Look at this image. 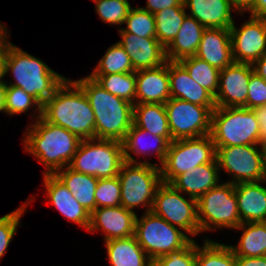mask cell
<instances>
[{
  "instance_id": "obj_1",
  "label": "cell",
  "mask_w": 266,
  "mask_h": 266,
  "mask_svg": "<svg viewBox=\"0 0 266 266\" xmlns=\"http://www.w3.org/2000/svg\"><path fill=\"white\" fill-rule=\"evenodd\" d=\"M42 118L81 140L95 139V115L84 91L72 79L65 81L42 105Z\"/></svg>"
},
{
  "instance_id": "obj_2",
  "label": "cell",
  "mask_w": 266,
  "mask_h": 266,
  "mask_svg": "<svg viewBox=\"0 0 266 266\" xmlns=\"http://www.w3.org/2000/svg\"><path fill=\"white\" fill-rule=\"evenodd\" d=\"M82 140L65 128L49 123L42 117L24 131V151L45 166L43 174H54L67 167Z\"/></svg>"
},
{
  "instance_id": "obj_3",
  "label": "cell",
  "mask_w": 266,
  "mask_h": 266,
  "mask_svg": "<svg viewBox=\"0 0 266 266\" xmlns=\"http://www.w3.org/2000/svg\"><path fill=\"white\" fill-rule=\"evenodd\" d=\"M74 82L84 91L93 109L95 139L122 142L133 124L134 105L109 93L89 75Z\"/></svg>"
},
{
  "instance_id": "obj_4",
  "label": "cell",
  "mask_w": 266,
  "mask_h": 266,
  "mask_svg": "<svg viewBox=\"0 0 266 266\" xmlns=\"http://www.w3.org/2000/svg\"><path fill=\"white\" fill-rule=\"evenodd\" d=\"M12 74L14 82L7 86L21 87L41 105L50 99L65 81V76L52 70L45 62L12 45L5 56L4 77Z\"/></svg>"
},
{
  "instance_id": "obj_5",
  "label": "cell",
  "mask_w": 266,
  "mask_h": 266,
  "mask_svg": "<svg viewBox=\"0 0 266 266\" xmlns=\"http://www.w3.org/2000/svg\"><path fill=\"white\" fill-rule=\"evenodd\" d=\"M210 136L215 147L258 145L261 134L255 111L245 107H216Z\"/></svg>"
},
{
  "instance_id": "obj_6",
  "label": "cell",
  "mask_w": 266,
  "mask_h": 266,
  "mask_svg": "<svg viewBox=\"0 0 266 266\" xmlns=\"http://www.w3.org/2000/svg\"><path fill=\"white\" fill-rule=\"evenodd\" d=\"M118 179L121 184V206L133 211L137 207L152 210L157 191L163 180L158 165L124 161Z\"/></svg>"
},
{
  "instance_id": "obj_7",
  "label": "cell",
  "mask_w": 266,
  "mask_h": 266,
  "mask_svg": "<svg viewBox=\"0 0 266 266\" xmlns=\"http://www.w3.org/2000/svg\"><path fill=\"white\" fill-rule=\"evenodd\" d=\"M124 162L123 145L117 140H82L68 165L71 169L106 179L117 177Z\"/></svg>"
},
{
  "instance_id": "obj_8",
  "label": "cell",
  "mask_w": 266,
  "mask_h": 266,
  "mask_svg": "<svg viewBox=\"0 0 266 266\" xmlns=\"http://www.w3.org/2000/svg\"><path fill=\"white\" fill-rule=\"evenodd\" d=\"M197 218L200 233L217 228L236 229L242 223L239 217L234 184L222 182L197 200Z\"/></svg>"
},
{
  "instance_id": "obj_9",
  "label": "cell",
  "mask_w": 266,
  "mask_h": 266,
  "mask_svg": "<svg viewBox=\"0 0 266 266\" xmlns=\"http://www.w3.org/2000/svg\"><path fill=\"white\" fill-rule=\"evenodd\" d=\"M135 221V237L151 260L183 248L192 238L152 211Z\"/></svg>"
},
{
  "instance_id": "obj_10",
  "label": "cell",
  "mask_w": 266,
  "mask_h": 266,
  "mask_svg": "<svg viewBox=\"0 0 266 266\" xmlns=\"http://www.w3.org/2000/svg\"><path fill=\"white\" fill-rule=\"evenodd\" d=\"M216 158V148L210 134L172 141L165 161L160 166L164 183H171L178 175L195 170L201 164L211 163Z\"/></svg>"
},
{
  "instance_id": "obj_11",
  "label": "cell",
  "mask_w": 266,
  "mask_h": 266,
  "mask_svg": "<svg viewBox=\"0 0 266 266\" xmlns=\"http://www.w3.org/2000/svg\"><path fill=\"white\" fill-rule=\"evenodd\" d=\"M187 198L171 184L163 182L157 191L151 211L186 234L197 237L200 234L197 200Z\"/></svg>"
},
{
  "instance_id": "obj_12",
  "label": "cell",
  "mask_w": 266,
  "mask_h": 266,
  "mask_svg": "<svg viewBox=\"0 0 266 266\" xmlns=\"http://www.w3.org/2000/svg\"><path fill=\"white\" fill-rule=\"evenodd\" d=\"M164 106L173 141L210 134L216 106H199L178 98H170Z\"/></svg>"
},
{
  "instance_id": "obj_13",
  "label": "cell",
  "mask_w": 266,
  "mask_h": 266,
  "mask_svg": "<svg viewBox=\"0 0 266 266\" xmlns=\"http://www.w3.org/2000/svg\"><path fill=\"white\" fill-rule=\"evenodd\" d=\"M219 170L232 176V184L265 180L258 145L215 147Z\"/></svg>"
},
{
  "instance_id": "obj_14",
  "label": "cell",
  "mask_w": 266,
  "mask_h": 266,
  "mask_svg": "<svg viewBox=\"0 0 266 266\" xmlns=\"http://www.w3.org/2000/svg\"><path fill=\"white\" fill-rule=\"evenodd\" d=\"M230 38L233 61L253 64L266 54V19L250 15L240 28L233 23Z\"/></svg>"
},
{
  "instance_id": "obj_15",
  "label": "cell",
  "mask_w": 266,
  "mask_h": 266,
  "mask_svg": "<svg viewBox=\"0 0 266 266\" xmlns=\"http://www.w3.org/2000/svg\"><path fill=\"white\" fill-rule=\"evenodd\" d=\"M252 64L235 63L220 70L219 86L215 96L216 107H245Z\"/></svg>"
},
{
  "instance_id": "obj_16",
  "label": "cell",
  "mask_w": 266,
  "mask_h": 266,
  "mask_svg": "<svg viewBox=\"0 0 266 266\" xmlns=\"http://www.w3.org/2000/svg\"><path fill=\"white\" fill-rule=\"evenodd\" d=\"M135 211L125 209L119 205L116 207H99L90 215L88 232L102 230L104 241L121 239L135 234Z\"/></svg>"
},
{
  "instance_id": "obj_17",
  "label": "cell",
  "mask_w": 266,
  "mask_h": 266,
  "mask_svg": "<svg viewBox=\"0 0 266 266\" xmlns=\"http://www.w3.org/2000/svg\"><path fill=\"white\" fill-rule=\"evenodd\" d=\"M118 43L129 55L133 69H153L167 62L165 47L157 38H141L133 33L119 32Z\"/></svg>"
},
{
  "instance_id": "obj_18",
  "label": "cell",
  "mask_w": 266,
  "mask_h": 266,
  "mask_svg": "<svg viewBox=\"0 0 266 266\" xmlns=\"http://www.w3.org/2000/svg\"><path fill=\"white\" fill-rule=\"evenodd\" d=\"M44 188L47 192L45 196L48 203L54 207L67 220L78 224L87 231L90 226V215L73 196V194L64 186L54 174H43Z\"/></svg>"
},
{
  "instance_id": "obj_19",
  "label": "cell",
  "mask_w": 266,
  "mask_h": 266,
  "mask_svg": "<svg viewBox=\"0 0 266 266\" xmlns=\"http://www.w3.org/2000/svg\"><path fill=\"white\" fill-rule=\"evenodd\" d=\"M136 103L165 104L170 98L168 60L162 66L136 71Z\"/></svg>"
},
{
  "instance_id": "obj_20",
  "label": "cell",
  "mask_w": 266,
  "mask_h": 266,
  "mask_svg": "<svg viewBox=\"0 0 266 266\" xmlns=\"http://www.w3.org/2000/svg\"><path fill=\"white\" fill-rule=\"evenodd\" d=\"M171 98H178L199 106H216L215 97L195 82L178 61H168Z\"/></svg>"
},
{
  "instance_id": "obj_21",
  "label": "cell",
  "mask_w": 266,
  "mask_h": 266,
  "mask_svg": "<svg viewBox=\"0 0 266 266\" xmlns=\"http://www.w3.org/2000/svg\"><path fill=\"white\" fill-rule=\"evenodd\" d=\"M147 136L150 137V140L152 137L153 143L151 141L150 142H147V140L145 141ZM169 144L170 143L164 137L153 135L149 131L143 130L132 124L124 140L122 141L124 161L129 163H147V164L158 165L157 163H150L148 160L144 162L140 160L137 161L130 153H134L139 157L140 156L142 157V155L147 156V155L156 154L158 159L160 160L159 161L160 162L159 167H160L162 163L165 161ZM150 152L153 154H151Z\"/></svg>"
},
{
  "instance_id": "obj_22",
  "label": "cell",
  "mask_w": 266,
  "mask_h": 266,
  "mask_svg": "<svg viewBox=\"0 0 266 266\" xmlns=\"http://www.w3.org/2000/svg\"><path fill=\"white\" fill-rule=\"evenodd\" d=\"M195 56L219 70L230 66L234 62L230 29L206 28Z\"/></svg>"
},
{
  "instance_id": "obj_23",
  "label": "cell",
  "mask_w": 266,
  "mask_h": 266,
  "mask_svg": "<svg viewBox=\"0 0 266 266\" xmlns=\"http://www.w3.org/2000/svg\"><path fill=\"white\" fill-rule=\"evenodd\" d=\"M216 158L211 163L201 164L195 170L178 175L170 184L184 195L198 200L204 193L221 183Z\"/></svg>"
},
{
  "instance_id": "obj_24",
  "label": "cell",
  "mask_w": 266,
  "mask_h": 266,
  "mask_svg": "<svg viewBox=\"0 0 266 266\" xmlns=\"http://www.w3.org/2000/svg\"><path fill=\"white\" fill-rule=\"evenodd\" d=\"M263 183L266 185V179L234 185L241 223L266 221V187Z\"/></svg>"
},
{
  "instance_id": "obj_25",
  "label": "cell",
  "mask_w": 266,
  "mask_h": 266,
  "mask_svg": "<svg viewBox=\"0 0 266 266\" xmlns=\"http://www.w3.org/2000/svg\"><path fill=\"white\" fill-rule=\"evenodd\" d=\"M185 9H190V17L195 18L205 28L230 29L234 23L228 0H183Z\"/></svg>"
},
{
  "instance_id": "obj_26",
  "label": "cell",
  "mask_w": 266,
  "mask_h": 266,
  "mask_svg": "<svg viewBox=\"0 0 266 266\" xmlns=\"http://www.w3.org/2000/svg\"><path fill=\"white\" fill-rule=\"evenodd\" d=\"M206 28L195 18L187 15L172 42L165 48L168 61H180L195 56Z\"/></svg>"
},
{
  "instance_id": "obj_27",
  "label": "cell",
  "mask_w": 266,
  "mask_h": 266,
  "mask_svg": "<svg viewBox=\"0 0 266 266\" xmlns=\"http://www.w3.org/2000/svg\"><path fill=\"white\" fill-rule=\"evenodd\" d=\"M107 259L111 266H151L152 260L139 245L135 235L105 241Z\"/></svg>"
},
{
  "instance_id": "obj_28",
  "label": "cell",
  "mask_w": 266,
  "mask_h": 266,
  "mask_svg": "<svg viewBox=\"0 0 266 266\" xmlns=\"http://www.w3.org/2000/svg\"><path fill=\"white\" fill-rule=\"evenodd\" d=\"M54 175L88 212L92 213L96 209V177L75 171L69 166L57 170Z\"/></svg>"
},
{
  "instance_id": "obj_29",
  "label": "cell",
  "mask_w": 266,
  "mask_h": 266,
  "mask_svg": "<svg viewBox=\"0 0 266 266\" xmlns=\"http://www.w3.org/2000/svg\"><path fill=\"white\" fill-rule=\"evenodd\" d=\"M133 124L153 135L164 137L169 143L173 141L164 104L135 103Z\"/></svg>"
},
{
  "instance_id": "obj_30",
  "label": "cell",
  "mask_w": 266,
  "mask_h": 266,
  "mask_svg": "<svg viewBox=\"0 0 266 266\" xmlns=\"http://www.w3.org/2000/svg\"><path fill=\"white\" fill-rule=\"evenodd\" d=\"M235 230L243 231L237 246L229 245L235 256H266V223H242Z\"/></svg>"
},
{
  "instance_id": "obj_31",
  "label": "cell",
  "mask_w": 266,
  "mask_h": 266,
  "mask_svg": "<svg viewBox=\"0 0 266 266\" xmlns=\"http://www.w3.org/2000/svg\"><path fill=\"white\" fill-rule=\"evenodd\" d=\"M185 6H174L154 14L156 38L166 48L177 35L187 12Z\"/></svg>"
},
{
  "instance_id": "obj_32",
  "label": "cell",
  "mask_w": 266,
  "mask_h": 266,
  "mask_svg": "<svg viewBox=\"0 0 266 266\" xmlns=\"http://www.w3.org/2000/svg\"><path fill=\"white\" fill-rule=\"evenodd\" d=\"M109 93L133 105L136 103V71L106 75H89Z\"/></svg>"
},
{
  "instance_id": "obj_33",
  "label": "cell",
  "mask_w": 266,
  "mask_h": 266,
  "mask_svg": "<svg viewBox=\"0 0 266 266\" xmlns=\"http://www.w3.org/2000/svg\"><path fill=\"white\" fill-rule=\"evenodd\" d=\"M195 266H237L236 256L229 245L206 238L202 247L196 243Z\"/></svg>"
},
{
  "instance_id": "obj_34",
  "label": "cell",
  "mask_w": 266,
  "mask_h": 266,
  "mask_svg": "<svg viewBox=\"0 0 266 266\" xmlns=\"http://www.w3.org/2000/svg\"><path fill=\"white\" fill-rule=\"evenodd\" d=\"M178 62L195 82L208 90L214 97L216 96L219 86V69L196 56L186 57Z\"/></svg>"
},
{
  "instance_id": "obj_35",
  "label": "cell",
  "mask_w": 266,
  "mask_h": 266,
  "mask_svg": "<svg viewBox=\"0 0 266 266\" xmlns=\"http://www.w3.org/2000/svg\"><path fill=\"white\" fill-rule=\"evenodd\" d=\"M135 72L129 55L117 42L111 45L90 75H106Z\"/></svg>"
},
{
  "instance_id": "obj_36",
  "label": "cell",
  "mask_w": 266,
  "mask_h": 266,
  "mask_svg": "<svg viewBox=\"0 0 266 266\" xmlns=\"http://www.w3.org/2000/svg\"><path fill=\"white\" fill-rule=\"evenodd\" d=\"M30 108H33V110H36L35 112L38 113L36 115V113L33 112L30 117H33L34 120L42 117V105L33 96L26 93L21 87L7 86L5 102L6 115L13 116L15 114H22L29 111Z\"/></svg>"
},
{
  "instance_id": "obj_37",
  "label": "cell",
  "mask_w": 266,
  "mask_h": 266,
  "mask_svg": "<svg viewBox=\"0 0 266 266\" xmlns=\"http://www.w3.org/2000/svg\"><path fill=\"white\" fill-rule=\"evenodd\" d=\"M126 28H119V32L133 33L141 38H156V24L154 14L132 7L124 22Z\"/></svg>"
},
{
  "instance_id": "obj_38",
  "label": "cell",
  "mask_w": 266,
  "mask_h": 266,
  "mask_svg": "<svg viewBox=\"0 0 266 266\" xmlns=\"http://www.w3.org/2000/svg\"><path fill=\"white\" fill-rule=\"evenodd\" d=\"M95 2V11L104 23L111 26L122 25L131 10L132 6L129 1L122 0H92Z\"/></svg>"
},
{
  "instance_id": "obj_39",
  "label": "cell",
  "mask_w": 266,
  "mask_h": 266,
  "mask_svg": "<svg viewBox=\"0 0 266 266\" xmlns=\"http://www.w3.org/2000/svg\"><path fill=\"white\" fill-rule=\"evenodd\" d=\"M32 198L34 199L35 197L32 196L28 198L25 203L16 210L0 217V259L5 255V252H7V248L20 225L21 217L24 215L23 213L26 212V207H28L33 200Z\"/></svg>"
},
{
  "instance_id": "obj_40",
  "label": "cell",
  "mask_w": 266,
  "mask_h": 266,
  "mask_svg": "<svg viewBox=\"0 0 266 266\" xmlns=\"http://www.w3.org/2000/svg\"><path fill=\"white\" fill-rule=\"evenodd\" d=\"M96 208L121 205V184L117 177L98 179L95 190Z\"/></svg>"
},
{
  "instance_id": "obj_41",
  "label": "cell",
  "mask_w": 266,
  "mask_h": 266,
  "mask_svg": "<svg viewBox=\"0 0 266 266\" xmlns=\"http://www.w3.org/2000/svg\"><path fill=\"white\" fill-rule=\"evenodd\" d=\"M196 241L192 239L183 247L152 260L153 266H195Z\"/></svg>"
},
{
  "instance_id": "obj_42",
  "label": "cell",
  "mask_w": 266,
  "mask_h": 266,
  "mask_svg": "<svg viewBox=\"0 0 266 266\" xmlns=\"http://www.w3.org/2000/svg\"><path fill=\"white\" fill-rule=\"evenodd\" d=\"M266 105V81L255 72L250 76L246 108L255 109Z\"/></svg>"
},
{
  "instance_id": "obj_43",
  "label": "cell",
  "mask_w": 266,
  "mask_h": 266,
  "mask_svg": "<svg viewBox=\"0 0 266 266\" xmlns=\"http://www.w3.org/2000/svg\"><path fill=\"white\" fill-rule=\"evenodd\" d=\"M146 7L142 9L155 14L163 9H167L174 6H184L183 0H147Z\"/></svg>"
},
{
  "instance_id": "obj_44",
  "label": "cell",
  "mask_w": 266,
  "mask_h": 266,
  "mask_svg": "<svg viewBox=\"0 0 266 266\" xmlns=\"http://www.w3.org/2000/svg\"><path fill=\"white\" fill-rule=\"evenodd\" d=\"M237 266H266V256L244 257L236 256Z\"/></svg>"
},
{
  "instance_id": "obj_45",
  "label": "cell",
  "mask_w": 266,
  "mask_h": 266,
  "mask_svg": "<svg viewBox=\"0 0 266 266\" xmlns=\"http://www.w3.org/2000/svg\"><path fill=\"white\" fill-rule=\"evenodd\" d=\"M228 2L235 12H239L242 15L246 11L251 13L254 4V0H228Z\"/></svg>"
},
{
  "instance_id": "obj_46",
  "label": "cell",
  "mask_w": 266,
  "mask_h": 266,
  "mask_svg": "<svg viewBox=\"0 0 266 266\" xmlns=\"http://www.w3.org/2000/svg\"><path fill=\"white\" fill-rule=\"evenodd\" d=\"M9 30L0 22V54H7L10 47L13 45L9 40ZM8 36V37H7Z\"/></svg>"
},
{
  "instance_id": "obj_47",
  "label": "cell",
  "mask_w": 266,
  "mask_h": 266,
  "mask_svg": "<svg viewBox=\"0 0 266 266\" xmlns=\"http://www.w3.org/2000/svg\"><path fill=\"white\" fill-rule=\"evenodd\" d=\"M259 122L261 139H266V105L253 109Z\"/></svg>"
},
{
  "instance_id": "obj_48",
  "label": "cell",
  "mask_w": 266,
  "mask_h": 266,
  "mask_svg": "<svg viewBox=\"0 0 266 266\" xmlns=\"http://www.w3.org/2000/svg\"><path fill=\"white\" fill-rule=\"evenodd\" d=\"M251 16L266 18V0H254Z\"/></svg>"
},
{
  "instance_id": "obj_49",
  "label": "cell",
  "mask_w": 266,
  "mask_h": 266,
  "mask_svg": "<svg viewBox=\"0 0 266 266\" xmlns=\"http://www.w3.org/2000/svg\"><path fill=\"white\" fill-rule=\"evenodd\" d=\"M252 66L254 72L266 81V54L256 60Z\"/></svg>"
},
{
  "instance_id": "obj_50",
  "label": "cell",
  "mask_w": 266,
  "mask_h": 266,
  "mask_svg": "<svg viewBox=\"0 0 266 266\" xmlns=\"http://www.w3.org/2000/svg\"><path fill=\"white\" fill-rule=\"evenodd\" d=\"M258 146L261 158V166L266 178V139H260Z\"/></svg>"
},
{
  "instance_id": "obj_51",
  "label": "cell",
  "mask_w": 266,
  "mask_h": 266,
  "mask_svg": "<svg viewBox=\"0 0 266 266\" xmlns=\"http://www.w3.org/2000/svg\"><path fill=\"white\" fill-rule=\"evenodd\" d=\"M6 91H7L6 81L2 80L0 82V112L4 113H5Z\"/></svg>"
},
{
  "instance_id": "obj_52",
  "label": "cell",
  "mask_w": 266,
  "mask_h": 266,
  "mask_svg": "<svg viewBox=\"0 0 266 266\" xmlns=\"http://www.w3.org/2000/svg\"><path fill=\"white\" fill-rule=\"evenodd\" d=\"M6 54H0V82L4 80V61Z\"/></svg>"
}]
</instances>
